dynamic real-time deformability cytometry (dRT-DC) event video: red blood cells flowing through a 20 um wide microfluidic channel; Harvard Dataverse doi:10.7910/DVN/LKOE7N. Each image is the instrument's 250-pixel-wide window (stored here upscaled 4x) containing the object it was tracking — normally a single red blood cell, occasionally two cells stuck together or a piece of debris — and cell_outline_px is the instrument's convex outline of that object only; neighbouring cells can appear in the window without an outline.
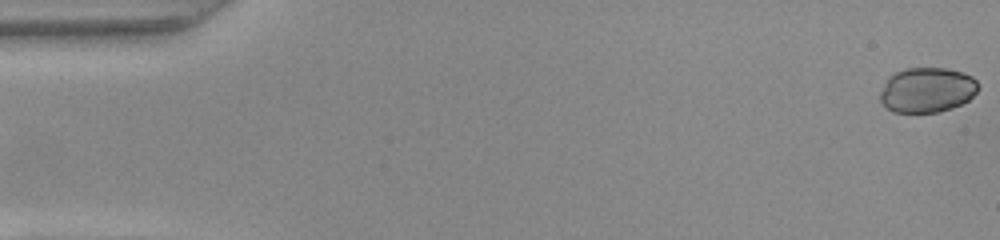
{"species": "common noctule bat (a hibernating species)", "species_latin": "Nyctalus noctula", "temperature_condition": "warm", "stored_images_in_passage": 6, "camera_frame_rate_fps": 3000, "um_per_image_px": 0.085, "animal": {"sex": "female", "body_mass_g": 22.0, "forearm_length_mm": 56.7}, "frame": {"image": 1, "passage_image": 1, "time_ms": 0.0, "image_size_px": [1000, 240], "cell_outline_px": [[976, 92], [968, 100], [952, 108], [936, 112], [892, 112], [880, 100], [880, 92], [888, 76], [892, 72], [904, 68], [944, 68], [964, 72], [972, 76], [976, 80]], "centroid_in_image_um": [78.76, 7.63], "position_along_channel_um": 6.2, "area_um2": 25.72}}